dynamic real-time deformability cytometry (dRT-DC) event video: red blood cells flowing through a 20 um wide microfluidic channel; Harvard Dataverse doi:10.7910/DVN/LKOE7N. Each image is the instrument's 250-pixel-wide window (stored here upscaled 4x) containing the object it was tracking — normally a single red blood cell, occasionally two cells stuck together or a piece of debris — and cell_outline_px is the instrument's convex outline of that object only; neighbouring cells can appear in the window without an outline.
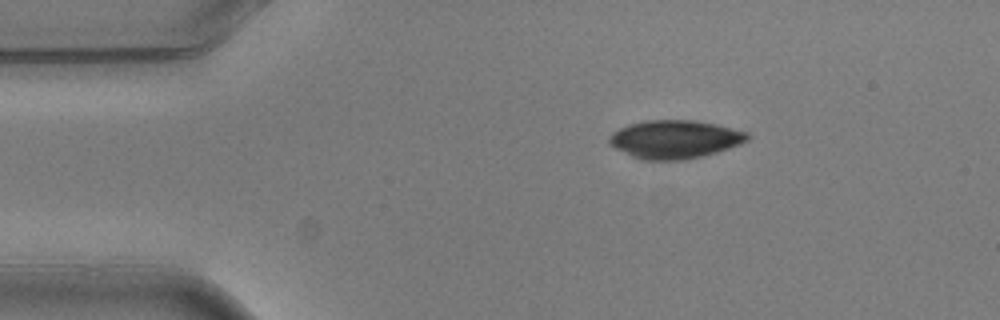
{"species": "common noctule bat (a hibernating species)", "species_latin": "Nyctalus noctula", "temperature_condition": "warm", "stored_images_in_passage": 3, "camera_frame_rate_fps": 3000, "um_per_image_px": 0.085, "animal": {"sex": "male", "body_mass_g": 20.5, "forearm_length_mm": 52.5}, "frame": {"image": 1, "passage_image": 1, "time_ms": 0.0, "image_size_px": [1000, 320], "cell_outline_px": [[752, 136], [748, 140], [740, 144], [704, 156], [684, 160], [640, 160], [608, 144], [608, 136], [612, 132], [628, 124], [644, 120], [696, 120], [716, 124], [748, 132]], "centroid_in_image_um": [57.35, 11.84], "position_along_channel_um": 27.6, "area_um2": 31.1}}